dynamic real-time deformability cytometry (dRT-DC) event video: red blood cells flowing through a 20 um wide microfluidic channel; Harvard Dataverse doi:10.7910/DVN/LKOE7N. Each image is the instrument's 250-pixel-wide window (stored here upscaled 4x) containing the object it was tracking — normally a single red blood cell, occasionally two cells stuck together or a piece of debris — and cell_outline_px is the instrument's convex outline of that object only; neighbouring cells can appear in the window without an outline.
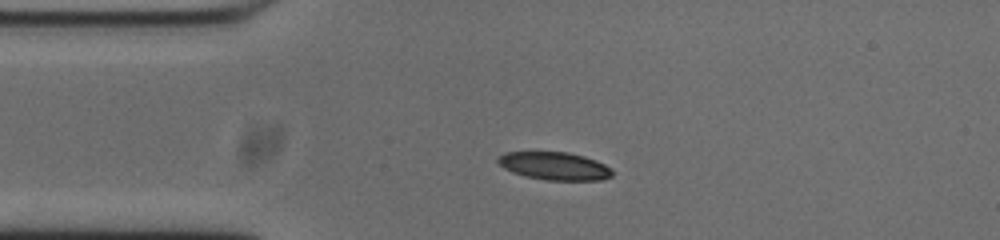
{"species": "common noctule bat (a hibernating species)", "species_latin": "Nyctalus noctula", "temperature_condition": "cold", "stored_images_in_passage": 43, "camera_frame_rate_fps": 3000, "um_per_image_px": 0.085, "animal": {"sex": "male", "body_mass_g": 20.0, "forearm_length_mm": 53.3}, "frame": {"image": 1, "passage_image": 1, "time_ms": 0.0, "image_size_px": [1000, 240], "cell_outline_px": [[612, 176], [600, 180], [548, 180], [524, 176], [512, 172], [504, 168], [496, 160], [504, 152], [568, 152], [584, 156], [596, 160], [612, 168]], "centroid_in_image_um": [47.14, 14.11], "position_along_channel_um": 37.9, "area_um2": 18.55}}
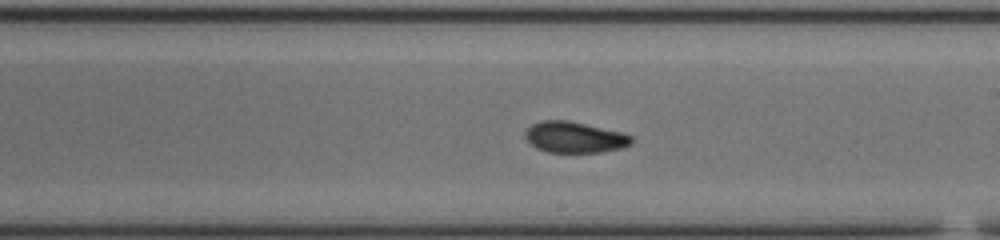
{"frame": {"image": 2, "passage_image": 19, "time_ms": 6.0, "image_size_px": [1000, 240], "cell_outline_px": [[636, 140], [632, 144], [620, 148], [600, 152], [548, 152], [536, 148], [524, 136], [524, 132], [532, 124], [544, 120], [568, 120], [620, 132], [632, 136]], "centroid_in_image_um": [48.85, 11.67], "position_along_channel_um": 240.2, "area_um2": 19.13}}
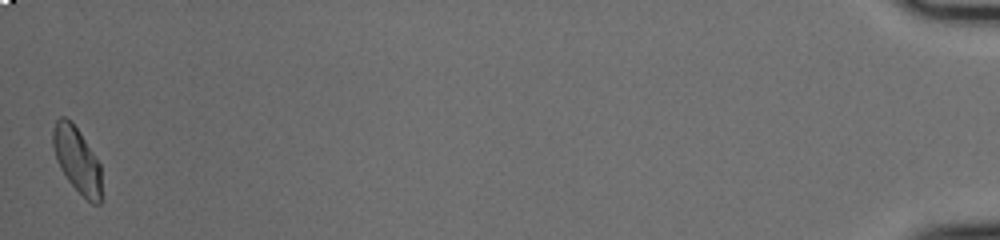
{"frame": {"image": 3, "passage_image": 43, "time_ms": 14.0, "image_size_px": [1000, 240], "cell_outline_px": [[100, 204], [92, 204], [68, 180], [60, 168], [56, 160], [52, 144], [52, 132], [56, 120], [60, 116], [64, 116], [72, 120], [80, 132], [100, 164]], "centroid_in_image_um": [6.51, 13.53], "position_along_channel_um": 428.7, "area_um2": 18.38}, "authors_computed_cell_mechanics": {"area_um2": 18.9584, "velocity_mm_per_s": 3.6995, "shape_relaxation_time_tau1_ms": 8.936, "shape_relaxation_time_tau2_ms": 2.8383, "deformation_change_tau1": 0.176, "deformation_change_tau2": 0.0741}}